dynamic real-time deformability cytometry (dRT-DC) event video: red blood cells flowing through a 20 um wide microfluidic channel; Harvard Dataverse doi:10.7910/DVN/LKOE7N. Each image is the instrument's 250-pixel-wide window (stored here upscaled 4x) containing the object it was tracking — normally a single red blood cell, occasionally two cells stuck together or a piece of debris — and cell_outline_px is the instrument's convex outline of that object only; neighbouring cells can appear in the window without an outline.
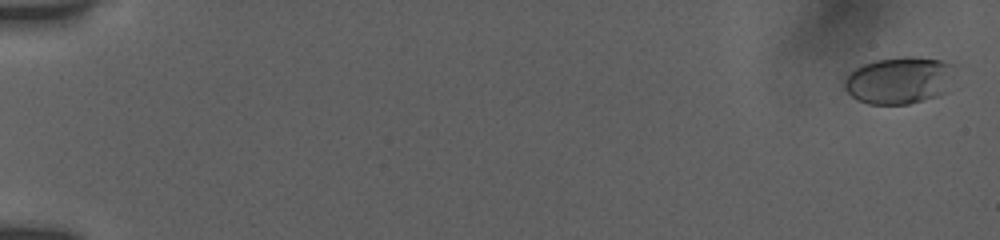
{"species": "human", "species_latin": "Homo sapiens", "temperature_condition": "room temperature", "stored_images_in_passage": 10, "camera_frame_rate_fps": 3000, "um_per_image_px": 0.085, "donor": {"sex": "female"}, "frame": {"image": 1, "passage_image": 1, "time_ms": 0.0, "image_size_px": [1000, 240], "cell_outline_px": [[956, 68], [944, 92], [936, 96], [908, 104], [868, 104], [852, 96], [844, 88], [844, 76], [848, 72], [864, 64], [876, 60], [904, 56], [912, 56], [940, 60], [956, 64]], "centroid_in_image_um": [76.42, 6.81], "position_along_channel_um": 8.6, "area_um2": 30.29}}
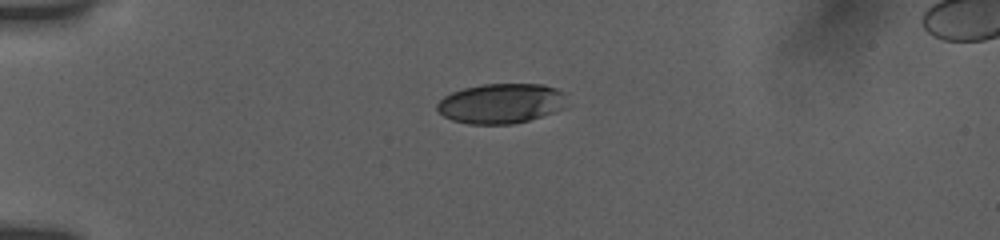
{"frame": {"image": 2, "passage_image": 7, "time_ms": 4.667, "image_size_px": [1000, 240], "cell_outline_px": [[568, 92], [564, 108], [528, 120], [512, 124], [468, 124], [452, 120], [444, 116], [436, 108], [436, 104], [444, 96], [452, 92], [464, 88], [484, 84], [544, 84]], "centroid_in_image_um": [42.62, 8.78], "position_along_channel_um": 42.4, "area_um2": 30.35}}
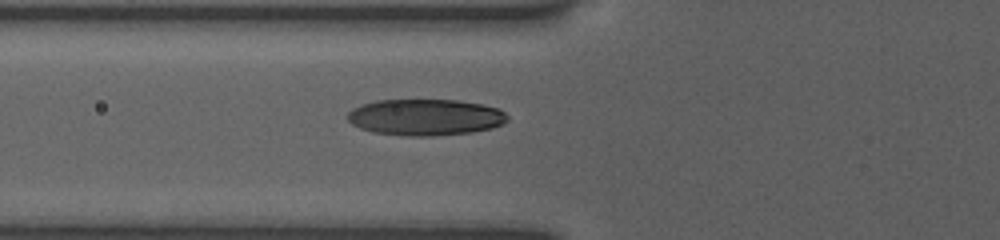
{"frame": {"image": 3, "passage_image": 10, "time_ms": 7.0, "image_size_px": [1000, 240], "cell_outline_px": [[508, 120], [504, 124], [492, 128], [472, 132], [432, 136], [408, 136], [372, 132], [360, 128], [352, 124], [348, 120], [348, 112], [352, 108], [360, 104], [376, 100], [456, 100], [484, 104], [500, 108], [508, 116]], "centroid_in_image_um": [36.17, 9.96], "position_along_channel_um": 89.6, "area_um2": 34.22}}